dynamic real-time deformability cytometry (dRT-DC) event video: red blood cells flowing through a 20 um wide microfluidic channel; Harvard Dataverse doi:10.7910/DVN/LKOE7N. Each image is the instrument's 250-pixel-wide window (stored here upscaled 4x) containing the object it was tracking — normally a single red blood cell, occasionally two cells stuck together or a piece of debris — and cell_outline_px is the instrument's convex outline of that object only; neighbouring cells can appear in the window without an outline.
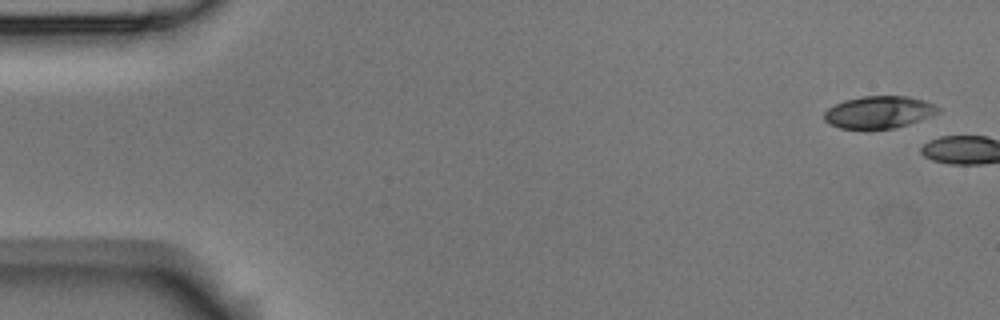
{"species": "Egyptian fruit bat (a non-hibernating species)", "species_latin": "Rousettus aegyptiacus", "temperature_condition": "room temperature", "stored_images_in_passage": 2, "camera_frame_rate_fps": 3000, "um_per_image_px": 0.085, "animal": {"sex": "male"}, "frame": {"image": 1, "passage_image": 1, "time_ms": 0.0, "image_size_px": [1000, 320], "cell_outline_px": [[940, 112], [920, 120], [908, 124], [892, 128], [868, 132], [840, 128], [828, 124], [824, 120], [824, 112], [828, 108], [844, 100], [860, 96], [908, 96], [924, 100], [940, 108]], "centroid_in_image_um": [74.65, 9.57], "position_along_channel_um": 10.3, "area_um2": 22.02}}